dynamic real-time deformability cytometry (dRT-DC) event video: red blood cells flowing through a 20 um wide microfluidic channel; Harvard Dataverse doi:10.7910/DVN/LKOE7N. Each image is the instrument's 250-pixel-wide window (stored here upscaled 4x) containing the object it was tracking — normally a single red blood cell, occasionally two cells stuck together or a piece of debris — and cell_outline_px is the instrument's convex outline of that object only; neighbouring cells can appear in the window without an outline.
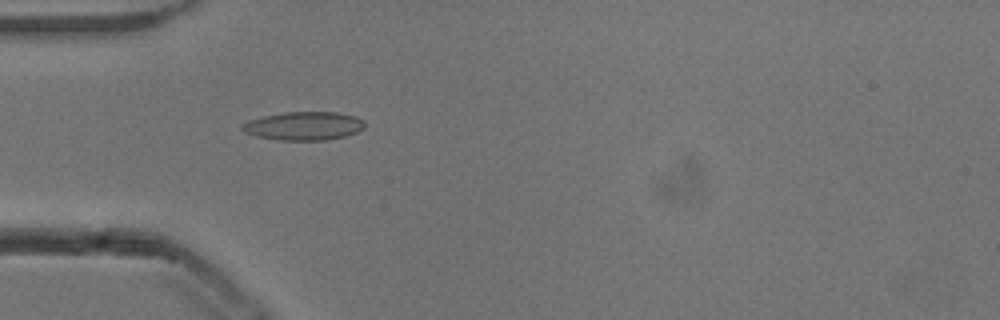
{"species": "common noctule bat (a hibernating species)", "species_latin": "Nyctalus noctula", "temperature_condition": "cold", "stored_images_in_passage": 53, "camera_frame_rate_fps": 3000, "um_per_image_px": 0.085, "animal": {"sex": "male", "body_mass_g": 13.3}, "frame": {"image": 1, "passage_image": 16, "time_ms": 5.0, "image_size_px": [1000, 320], "cell_outline_px": [[364, 128], [356, 132], [344, 136], [324, 140], [280, 140], [256, 136], [244, 132], [240, 128], [240, 124], [248, 120], [264, 116], [284, 112], [336, 112], [356, 116], [364, 120]], "centroid_in_image_um": [25.8, 10.7], "position_along_channel_um": 59.2, "area_um2": 20.35}}
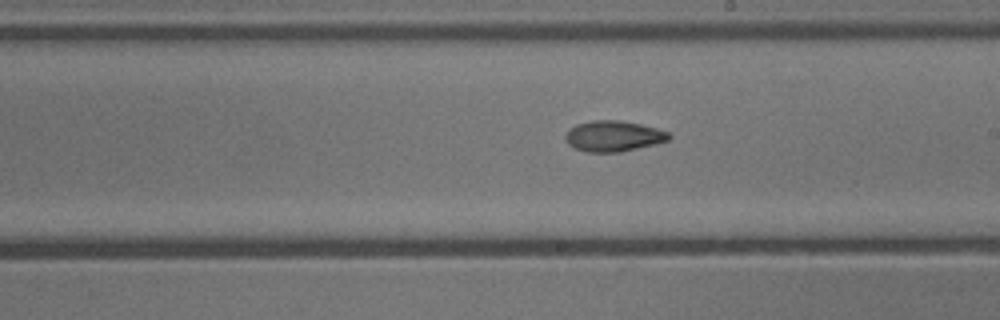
{"frame": {"image": 2, "passage_image": 30, "time_ms": 9.667, "image_size_px": [1000, 320], "cell_outline_px": [[672, 136], [668, 140], [620, 152], [588, 152], [576, 148], [568, 144], [564, 136], [568, 128], [576, 124], [592, 120], [620, 120], [640, 124], [656, 128], [668, 132]], "centroid_in_image_um": [52.1, 11.55], "position_along_channel_um": 236.9, "area_um2": 18.44}}
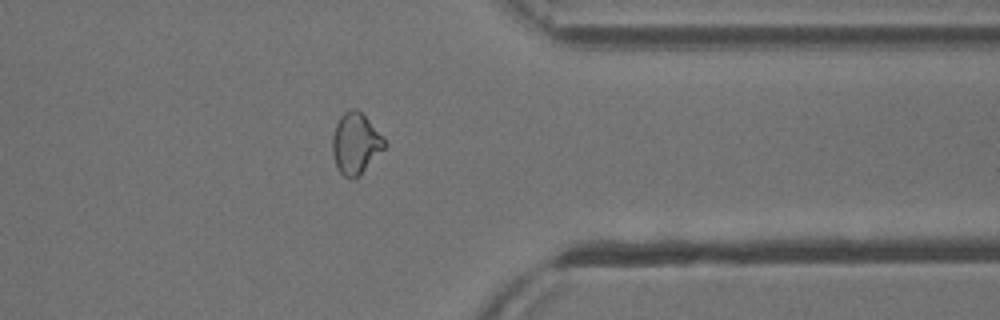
{"frame": {"image": 3, "passage_image": 42, "time_ms": 13.667, "image_size_px": [1000, 320], "cell_outline_px": [[388, 144], [352, 180], [344, 176], [340, 172], [336, 164], [332, 152], [332, 136], [336, 124], [340, 116], [344, 112], [352, 108], [356, 108], [384, 136]], "centroid_in_image_um": [30.21, 12.15], "position_along_channel_um": 381.2, "area_um2": 18.15}, "authors_computed_cell_mechanics": {"area_um2": 18.6694, "velocity_mm_per_s": 3.8549, "shape_relaxation_time_tau1_ms": 8.1649, "shape_relaxation_time_tau2_ms": 2.0009, "deformation_change_tau1": 0.1953, "deformation_change_tau2": 0.0728}}